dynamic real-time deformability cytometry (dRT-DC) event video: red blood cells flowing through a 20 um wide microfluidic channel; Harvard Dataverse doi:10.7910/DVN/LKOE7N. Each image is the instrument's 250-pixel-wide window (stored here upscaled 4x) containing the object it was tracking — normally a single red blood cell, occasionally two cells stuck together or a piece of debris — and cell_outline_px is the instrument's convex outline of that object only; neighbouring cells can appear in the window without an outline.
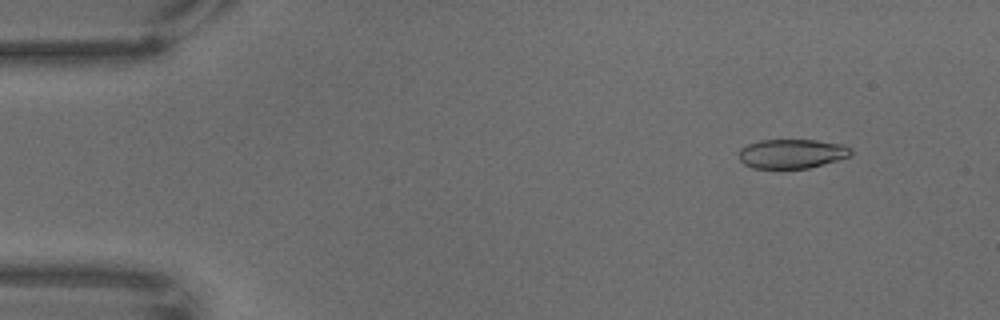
{"species": "common noctule bat (a hibernating species)", "species_latin": "Nyctalus noctula", "temperature_condition": "warm", "stored_images_in_passage": 67, "camera_frame_rate_fps": 3000, "um_per_image_px": 0.085, "animal": {"sex": "male", "body_mass_g": 18.8}, "frame": {"image": 1, "passage_image": 7, "time_ms": 2.0, "image_size_px": [1000, 320], "cell_outline_px": [[852, 152], [848, 156], [836, 160], [808, 168], [752, 168], [744, 164], [740, 160], [740, 148], [748, 144], [760, 140], [816, 140], [844, 144], [852, 148]], "centroid_in_image_um": [67.3, 13.05], "position_along_channel_um": 17.7, "area_um2": 19.02}}
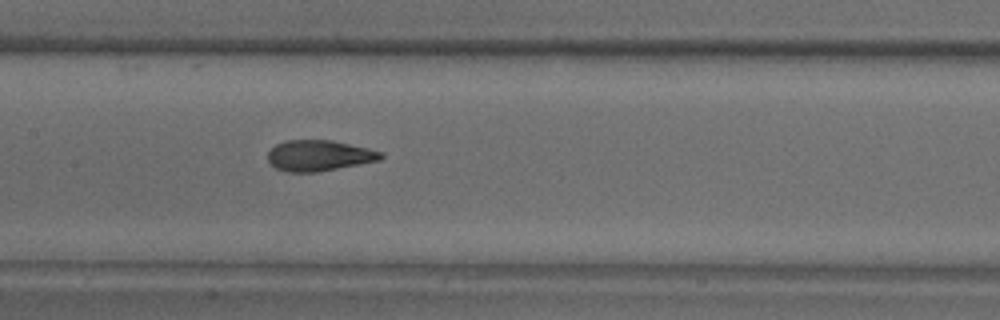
{"frame": {"image": 2, "passage_image": 33, "time_ms": 10.667, "image_size_px": [1000, 320], "cell_outline_px": [[384, 156], [380, 160], [316, 172], [288, 172], [276, 168], [268, 160], [268, 152], [276, 144], [284, 140], [332, 140], [368, 148], [384, 152]], "centroid_in_image_um": [27.13, 13.21], "position_along_channel_um": 180.3, "area_um2": 20.23}}
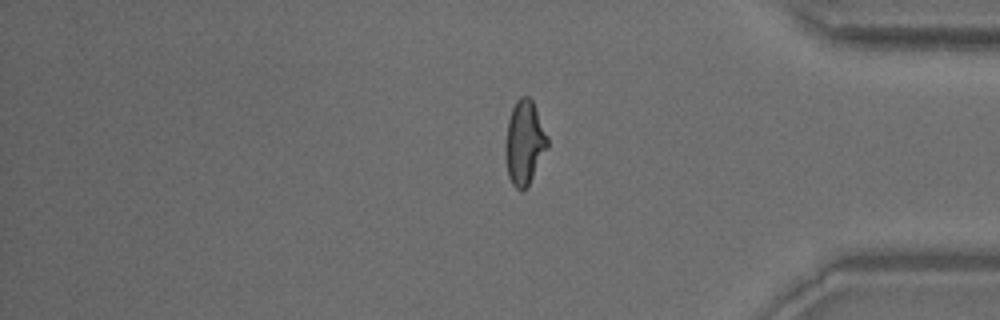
{"frame": {"image": 3, "passage_image": 56, "time_ms": 18.333, "image_size_px": [1000, 320], "cell_outline_px": [[548, 148], [528, 184], [520, 192], [512, 184], [508, 176], [504, 152], [508, 120], [512, 108], [516, 100], [520, 96], [528, 96], [532, 100], [548, 136]], "centroid_in_image_um": [44.56, 12.11], "position_along_channel_um": 390.6, "area_um2": 20.58}}